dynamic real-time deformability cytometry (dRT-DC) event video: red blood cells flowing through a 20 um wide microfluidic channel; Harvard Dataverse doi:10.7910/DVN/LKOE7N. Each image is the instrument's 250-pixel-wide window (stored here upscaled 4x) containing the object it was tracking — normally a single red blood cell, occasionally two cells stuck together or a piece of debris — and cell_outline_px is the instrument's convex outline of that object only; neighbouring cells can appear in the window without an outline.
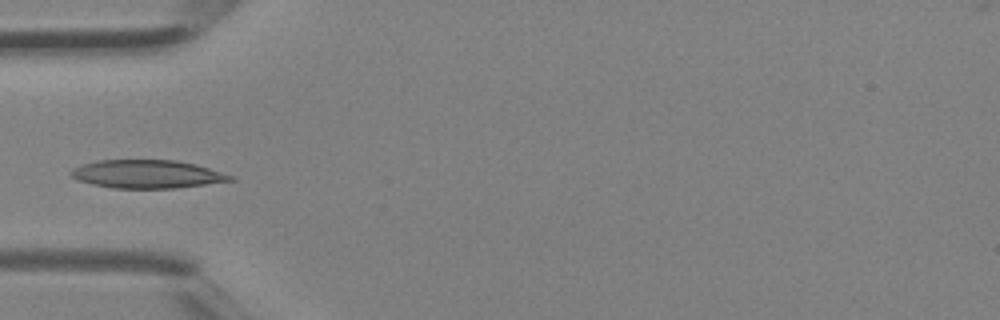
{"species": "Egyptian fruit bat (a non-hibernating species)", "species_latin": "Rousettus aegyptiacus", "temperature_condition": "room temperature", "stored_images_in_passage": 2, "camera_frame_rate_fps": 3000, "um_per_image_px": 0.085, "animal": {"sex": "female"}, "frame": {"image": 1, "passage_image": 2, "time_ms": 0.333, "image_size_px": [1000, 320], "cell_outline_px": [[236, 180], [176, 188], [112, 188], [92, 184], [80, 180], [72, 176], [68, 172], [72, 168], [96, 160], [176, 160], [196, 164], [236, 176]], "centroid_in_image_um": [12.54, 14.79], "position_along_channel_um": 72.5, "area_um2": 26.3}}